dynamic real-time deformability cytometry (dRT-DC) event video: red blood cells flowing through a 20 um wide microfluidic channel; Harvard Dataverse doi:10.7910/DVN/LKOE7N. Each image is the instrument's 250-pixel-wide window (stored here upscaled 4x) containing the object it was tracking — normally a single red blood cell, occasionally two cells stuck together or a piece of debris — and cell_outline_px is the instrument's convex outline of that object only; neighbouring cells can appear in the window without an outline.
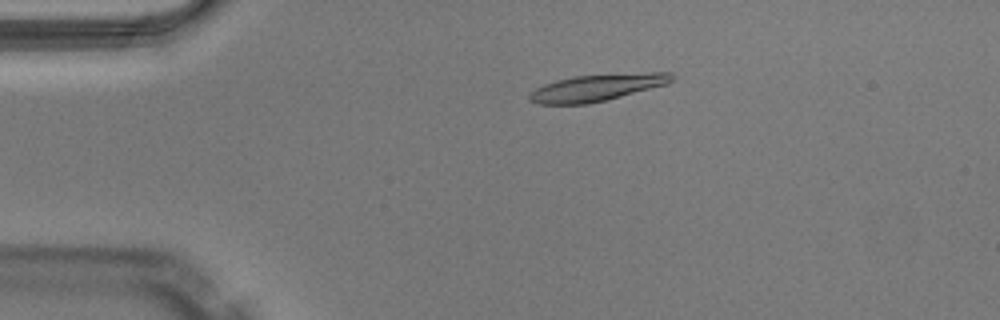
{"species": "Egyptian fruit bat (a non-hibernating species)", "species_latin": "Rousettus aegyptiacus", "temperature_condition": "warm", "stored_images_in_passage": 46, "camera_frame_rate_fps": 3000, "um_per_image_px": 0.085, "animal": {"sex": "male"}, "frame": {"image": 1, "passage_image": 7, "time_ms": 2.0, "image_size_px": [1000, 320], "cell_outline_px": [[676, 76], [668, 84], [588, 104], [540, 104], [528, 100], [528, 96], [536, 88], [544, 84], [556, 80], [576, 76], [652, 72], [672, 72]], "centroid_in_image_um": [50.76, 7.44], "position_along_channel_um": 34.2, "area_um2": 22.02}}
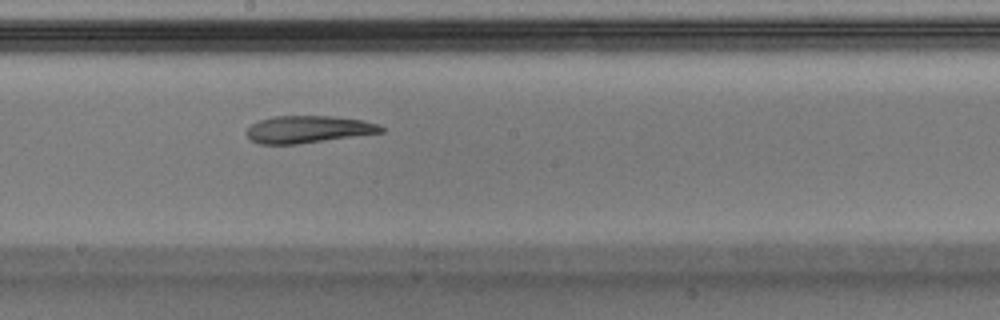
{"frame": {"image": 2, "passage_image": 24, "time_ms": 7.667, "image_size_px": [1000, 320], "cell_outline_px": [[384, 132], [296, 144], [260, 144], [248, 140], [244, 132], [252, 124], [260, 120], [276, 116], [332, 116], [364, 120], [380, 124], [384, 128]], "centroid_in_image_um": [26.17, 10.99], "position_along_channel_um": 222.0, "area_um2": 21.39}}
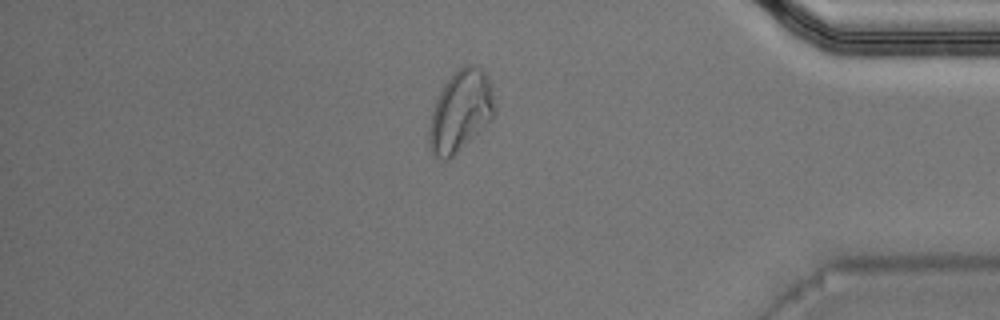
{"frame": {"image": 3, "passage_image": 39, "time_ms": 12.667, "image_size_px": [1000, 320], "cell_outline_px": [[496, 108], [492, 120], [448, 160], [444, 160], [436, 156], [432, 152], [428, 144], [428, 132], [432, 112], [436, 100], [444, 84], [452, 72], [464, 64], [476, 64], [488, 76]], "centroid_in_image_um": [39.15, 9.41], "position_along_channel_um": 396.1, "area_um2": 31.04}, "authors_computed_cell_mechanics": {"area_um2": 22.4842, "velocity_mm_per_s": 4.0624, "shape_relaxation_time_tau1_ms": null, "shape_relaxation_time_tau2_ms": 9.3097, "deformation_change_tau1": null, "deformation_change_tau2": 0.2021}}